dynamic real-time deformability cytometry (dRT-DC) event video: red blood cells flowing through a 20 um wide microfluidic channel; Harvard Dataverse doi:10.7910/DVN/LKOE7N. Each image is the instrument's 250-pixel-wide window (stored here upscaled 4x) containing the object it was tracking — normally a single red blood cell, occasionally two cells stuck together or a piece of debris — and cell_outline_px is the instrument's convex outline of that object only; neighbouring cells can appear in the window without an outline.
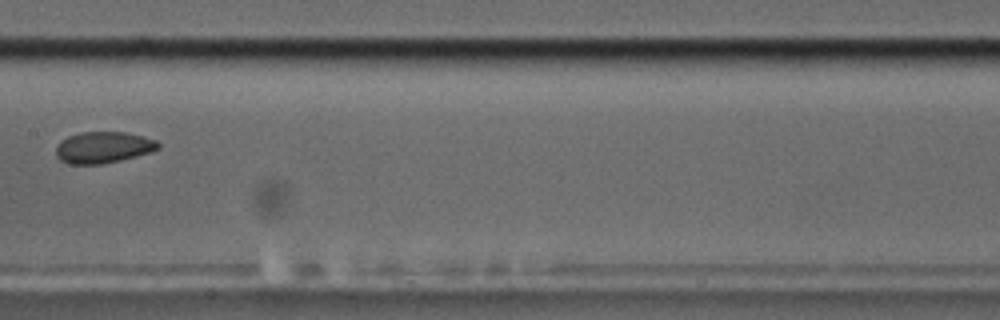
{"species": "common noctule bat (a hibernating species)", "species_latin": "Nyctalus noctula", "temperature_condition": "cold", "stored_images_in_passage": 10, "camera_frame_rate_fps": 3000, "um_per_image_px": 0.085, "animal": {"sex": "male", "body_mass_g": 17.5, "forearm_length_mm": 52.3}, "frame": {"image": 1, "passage_image": 5, "time_ms": 4.667, "image_size_px": [1000, 320], "cell_outline_px": [[160, 148], [152, 152], [120, 160], [100, 164], [68, 164], [60, 160], [56, 156], [56, 144], [60, 140], [68, 136], [80, 132], [124, 132], [144, 136], [156, 140], [160, 144]], "centroid_in_image_um": [8.76, 12.52], "position_along_channel_um": 198.6, "area_um2": 18.9}}
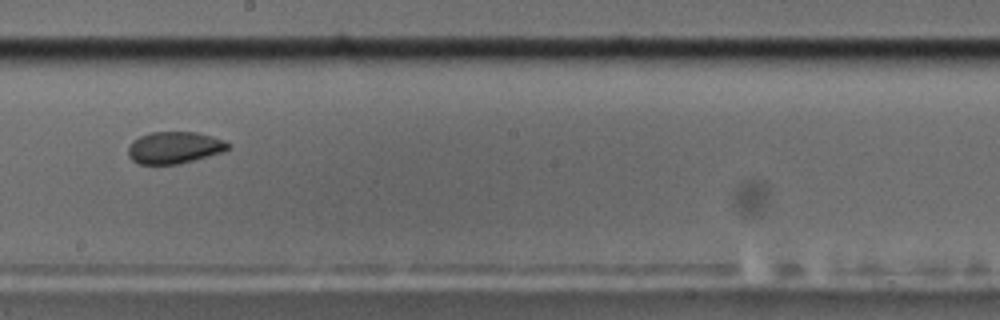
{"frame": {"image": 2, "passage_image": 6, "time_ms": 5.667, "image_size_px": [1000, 320], "cell_outline_px": [[228, 148], [220, 152], [208, 156], [180, 164], [140, 164], [132, 160], [128, 156], [128, 148], [132, 140], [140, 136], [152, 132], [196, 132], [212, 136], [224, 140], [228, 144]], "centroid_in_image_um": [14.78, 12.54], "position_along_channel_um": 233.4, "area_um2": 18.44}}
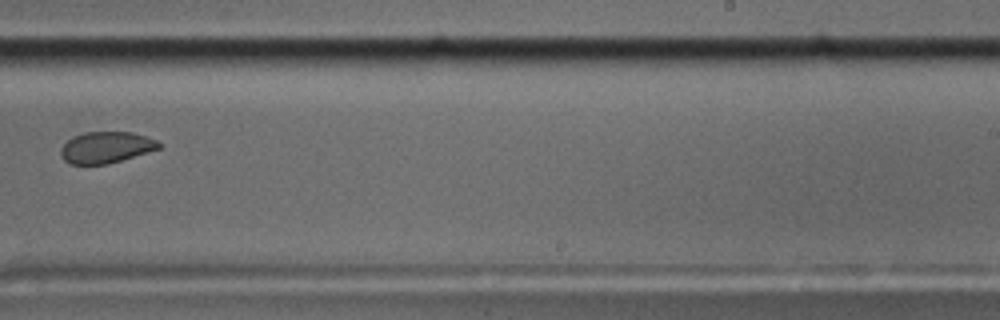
{"frame": {"image": 3, "passage_image": 7, "time_ms": 7.0, "image_size_px": [1000, 320], "cell_outline_px": [[160, 148], [108, 164], [68, 164], [60, 156], [60, 148], [72, 136], [84, 132], [132, 132], [156, 140], [160, 144]], "centroid_in_image_um": [8.96, 12.53], "position_along_channel_um": 280.0, "area_um2": 17.86}}